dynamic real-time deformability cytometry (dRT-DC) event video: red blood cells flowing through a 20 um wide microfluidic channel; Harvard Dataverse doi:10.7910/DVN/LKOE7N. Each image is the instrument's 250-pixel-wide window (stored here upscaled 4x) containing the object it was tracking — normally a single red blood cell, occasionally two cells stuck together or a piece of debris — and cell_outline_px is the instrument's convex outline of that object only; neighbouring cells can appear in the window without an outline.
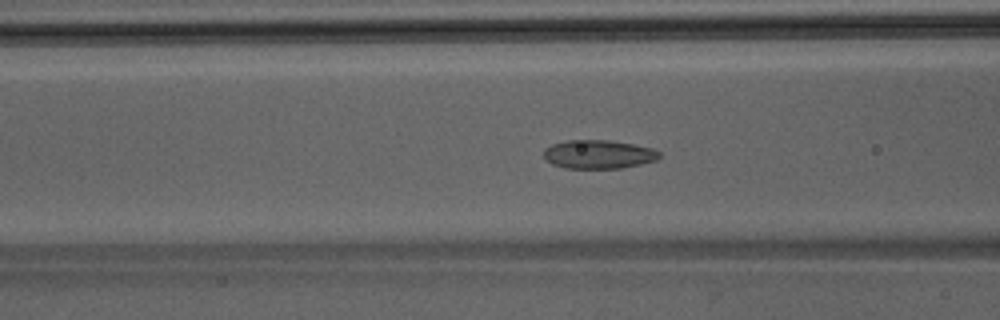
{"species": "Egyptian fruit bat (a non-hibernating species)", "species_latin": "Rousettus aegyptiacus", "temperature_condition": "room temperature", "stored_images_in_passage": 43, "segment_of_instrument_passage": [1, 2], "camera_frame_rate_fps": 3000, "um_per_image_px": 0.085, "animal": {"sex": "male"}, "frame": {"image": 1, "passage_image": 13, "time_ms": 4.0, "image_size_px": [1000, 320], "cell_outline_px": [[660, 156], [656, 160], [640, 164], [620, 168], [564, 168], [552, 164], [544, 160], [544, 148], [552, 144], [568, 140], [608, 140], [632, 144], [652, 148], [660, 152]], "centroid_in_image_um": [50.83, 13.12], "position_along_channel_um": 115.8, "area_um2": 19.31}}
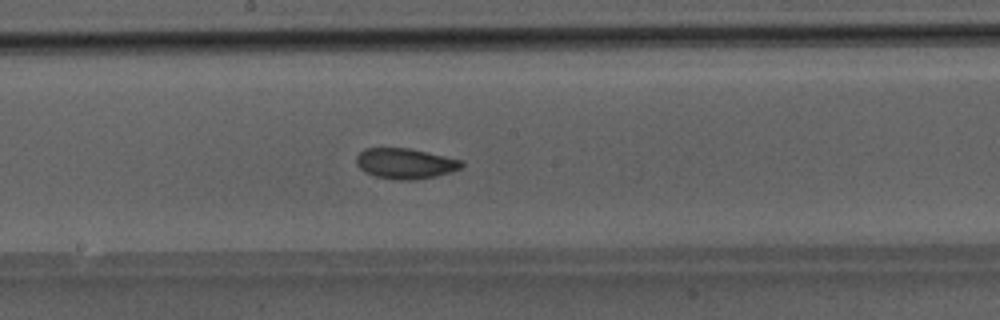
{"frame": {"image": 2, "passage_image": 20, "time_ms": 6.333, "image_size_px": [1000, 320], "cell_outline_px": [[464, 164], [460, 168], [452, 172], [436, 176], [416, 180], [396, 180], [376, 176], [364, 172], [356, 164], [356, 156], [364, 148], [408, 148], [464, 160]], "centroid_in_image_um": [34.46, 13.9], "position_along_channel_um": 213.7, "area_um2": 18.84}}
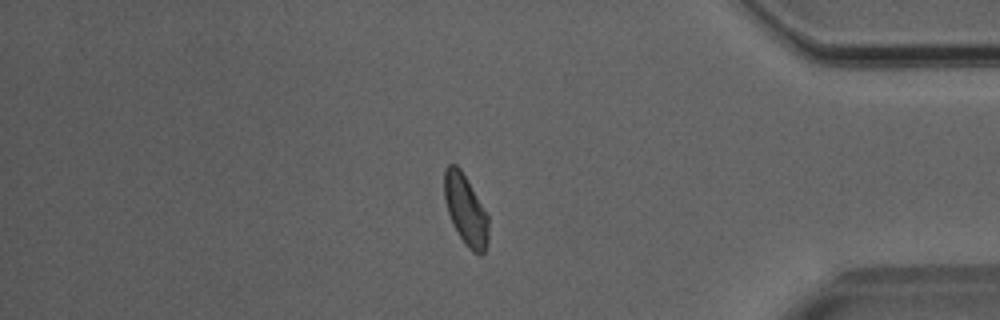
{"frame": {"image": 3, "passage_image": 35, "time_ms": 11.333, "image_size_px": [1000, 320], "cell_outline_px": [[488, 240], [484, 252], [480, 256], [472, 252], [468, 248], [452, 224], [444, 200], [444, 168], [448, 164], [456, 164], [460, 168], [488, 216]], "centroid_in_image_um": [39.56, 17.85], "position_along_channel_um": 395.6, "area_um2": 17.98}}